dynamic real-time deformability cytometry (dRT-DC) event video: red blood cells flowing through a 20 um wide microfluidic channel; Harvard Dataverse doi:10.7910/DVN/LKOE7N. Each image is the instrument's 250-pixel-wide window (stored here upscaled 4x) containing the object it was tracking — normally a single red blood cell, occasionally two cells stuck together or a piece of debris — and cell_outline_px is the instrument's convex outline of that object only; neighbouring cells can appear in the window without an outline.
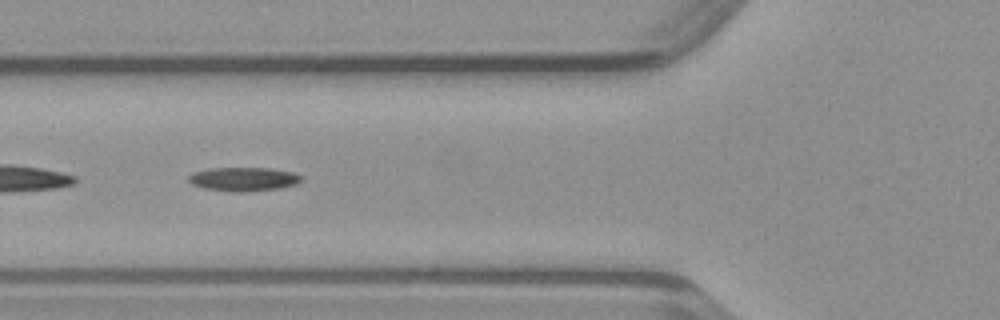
{"species": "common noctule bat (a hibernating species)", "species_latin": "Nyctalus noctula", "temperature_condition": "warm", "stored_images_in_passage": 48, "segment_of_instrument_passage": [2, 2], "camera_frame_rate_fps": 3000, "um_per_image_px": 0.085, "animal": {"sex": "male", "body_mass_g": 23.1, "forearm_length_mm": 52.7}, "frame": {"image": 1, "passage_image": 18, "time_ms": 5.667, "image_size_px": [1000, 320], "cell_outline_px": [[300, 180], [296, 184], [280, 188], [240, 192], [232, 192], [204, 188], [192, 184], [188, 180], [188, 176], [192, 172], [208, 168], [272, 168], [292, 172], [300, 176]], "centroid_in_image_um": [20.64, 15.22], "position_along_channel_um": 105.2, "area_um2": 15.61}}
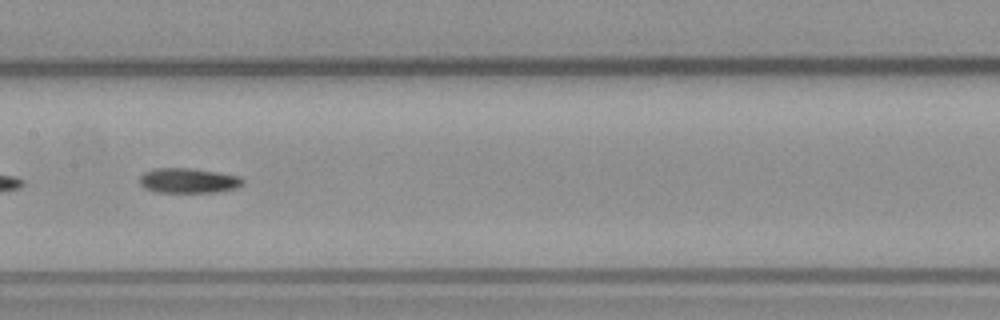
{"frame": {"image": 2, "passage_image": 24, "time_ms": 7.667, "image_size_px": [1000, 320], "cell_outline_px": [[244, 184], [236, 188], [216, 192], [156, 192], [144, 188], [140, 184], [140, 176], [144, 172], [156, 168], [192, 168], [240, 176], [244, 180]], "centroid_in_image_um": [16.02, 15.35], "position_along_channel_um": 191.4, "area_um2": 15.03}}
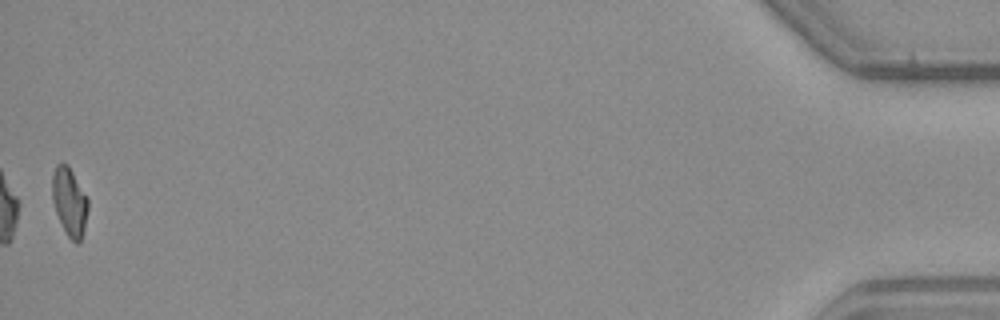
{"frame": {"image": 3, "passage_image": 48, "time_ms": 15.667, "image_size_px": [1000, 320], "cell_outline_px": [[88, 208], [84, 228], [80, 240], [76, 244], [68, 236], [56, 212], [52, 200], [52, 176], [56, 164], [68, 164], [88, 196]], "centroid_in_image_um": [5.91, 17.1], "position_along_channel_um": 429.3, "area_um2": 14.16}}